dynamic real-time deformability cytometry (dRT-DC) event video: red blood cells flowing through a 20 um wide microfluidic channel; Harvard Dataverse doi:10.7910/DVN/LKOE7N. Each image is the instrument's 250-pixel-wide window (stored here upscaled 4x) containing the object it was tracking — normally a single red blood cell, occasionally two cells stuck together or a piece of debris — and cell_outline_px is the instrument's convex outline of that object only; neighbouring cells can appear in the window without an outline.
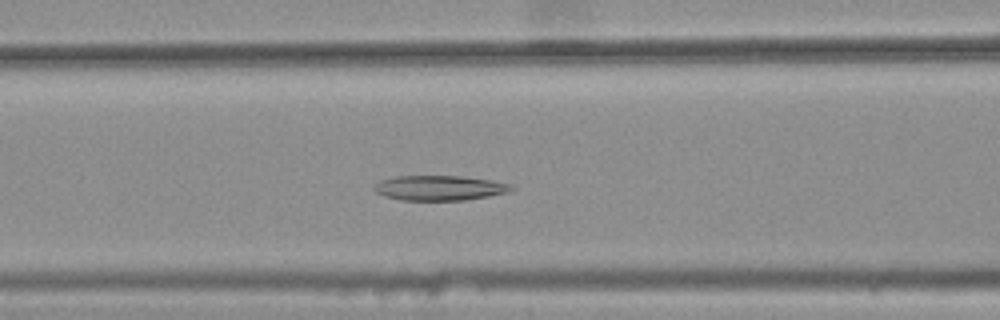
{"species": "common noctule bat (a hibernating species)", "species_latin": "Nyctalus noctula", "temperature_condition": "warm", "stored_images_in_passage": 45, "camera_frame_rate_fps": 3000, "um_per_image_px": 0.085, "animal": {"sex": "female", "body_mass_g": 25.1}, "frame": {"image": 1, "passage_image": 22, "time_ms": 7.0, "image_size_px": [1000, 320], "cell_outline_px": [[512, 188], [508, 192], [488, 196], [464, 200], [400, 200], [384, 196], [376, 192], [372, 188], [380, 180], [396, 176], [460, 176], [492, 180], [512, 184]], "centroid_in_image_um": [37.33, 15.97], "position_along_channel_um": 129.3, "area_um2": 19.88}}
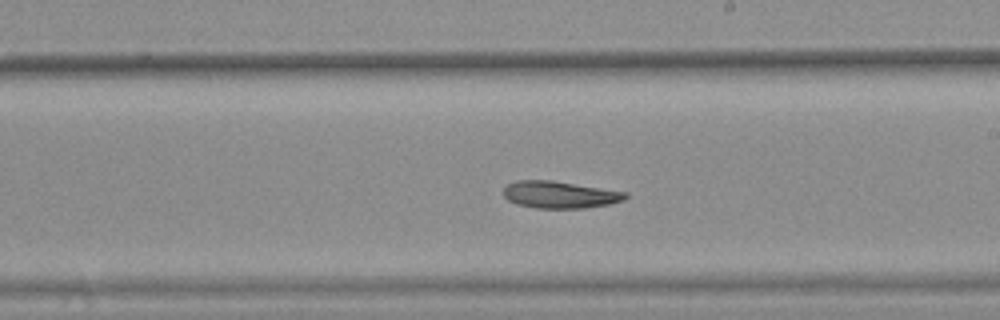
{"frame": {"image": 2, "passage_image": 31, "time_ms": 10.0, "image_size_px": [1000, 320], "cell_outline_px": [[628, 196], [624, 200], [608, 204], [584, 208], [536, 208], [516, 204], [508, 200], [504, 196], [504, 188], [508, 184], [516, 180], [552, 180], [628, 192]], "centroid_in_image_um": [47.58, 16.54], "position_along_channel_um": 241.4, "area_um2": 19.25}}
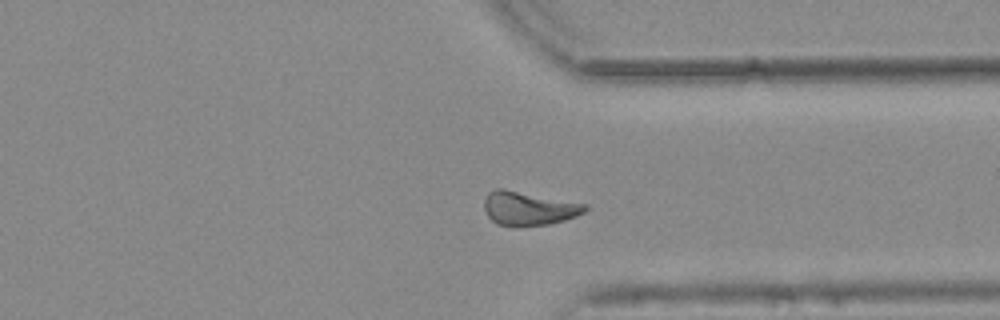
{"frame": {"image": 3, "passage_image": 41, "time_ms": 13.333, "image_size_px": [1000, 320], "cell_outline_px": [[588, 208], [584, 212], [576, 216], [564, 220], [548, 224], [520, 228], [512, 228], [496, 224], [488, 216], [484, 208], [484, 200], [488, 192], [496, 188], [504, 188], [588, 204]], "centroid_in_image_um": [44.91, 17.73], "position_along_channel_um": 366.5, "area_um2": 20.4}}